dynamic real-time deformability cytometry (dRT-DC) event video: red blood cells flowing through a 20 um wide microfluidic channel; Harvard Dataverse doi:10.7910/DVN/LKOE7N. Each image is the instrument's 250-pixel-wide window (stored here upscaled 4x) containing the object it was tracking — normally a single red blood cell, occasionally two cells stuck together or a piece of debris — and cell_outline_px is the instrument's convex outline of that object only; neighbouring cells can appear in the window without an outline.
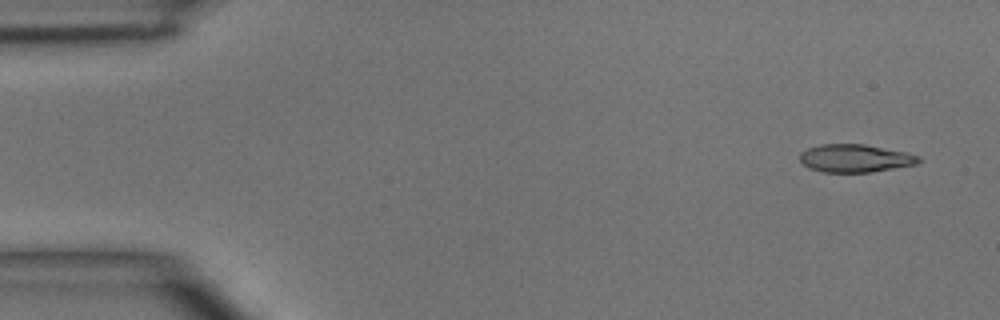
{"species": "common noctule bat (a hibernating species)", "species_latin": "Nyctalus noctula", "temperature_condition": "room temperature", "stored_images_in_passage": 3, "camera_frame_rate_fps": 3000, "um_per_image_px": 0.085, "animal": {"sex": "male", "body_mass_g": 15.6}, "frame": {"image": 1, "passage_image": 1, "time_ms": 0.0, "image_size_px": [1000, 320], "cell_outline_px": [[920, 160], [916, 164], [872, 172], [824, 172], [808, 168], [800, 160], [800, 152], [808, 148], [820, 144], [864, 144], [904, 152], [920, 156]], "centroid_in_image_um": [72.65, 13.45], "position_along_channel_um": 12.3, "area_um2": 19.19}}
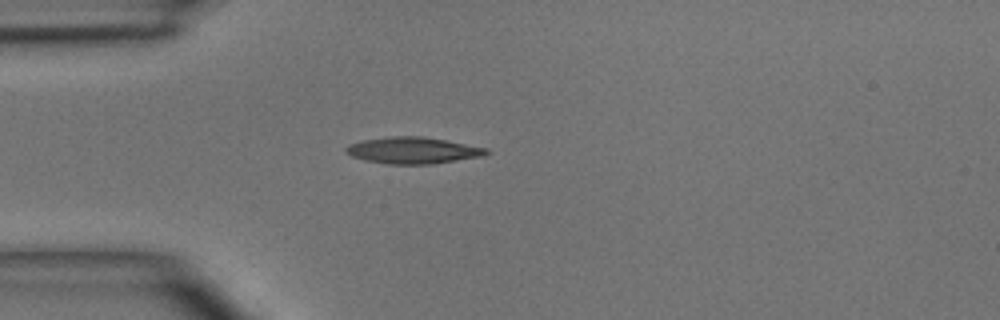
{"frame": {"image": 2, "passage_image": 3, "time_ms": 3.333, "image_size_px": [1000, 320], "cell_outline_px": [[492, 152], [484, 156], [432, 164], [388, 164], [364, 160], [352, 156], [344, 148], [348, 144], [364, 140], [392, 136], [420, 136], [444, 140], [488, 148]], "centroid_in_image_um": [35.13, 12.79], "position_along_channel_um": 49.9, "area_um2": 21.62}}